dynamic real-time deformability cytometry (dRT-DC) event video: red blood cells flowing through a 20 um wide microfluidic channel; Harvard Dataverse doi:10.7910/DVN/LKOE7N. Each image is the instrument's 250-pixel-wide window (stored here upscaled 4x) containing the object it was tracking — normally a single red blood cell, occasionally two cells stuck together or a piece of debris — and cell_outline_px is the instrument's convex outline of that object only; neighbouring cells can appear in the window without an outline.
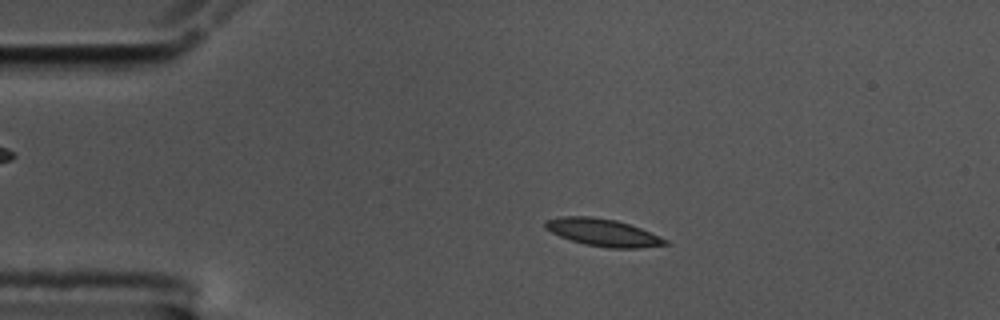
{"species": "common noctule bat (a hibernating species)", "species_latin": "Nyctalus noctula", "temperature_condition": "cold", "stored_images_in_passage": 47, "camera_frame_rate_fps": 3000, "um_per_image_px": 0.085, "animal": {"sex": "male", "body_mass_g": 17.5, "forearm_length_mm": 52.3}, "frame": {"image": 1, "passage_image": 1, "time_ms": 0.0, "image_size_px": [1000, 320], "cell_outline_px": [[668, 244], [640, 248], [608, 248], [584, 244], [560, 236], [544, 228], [544, 220], [560, 216], [588, 216], [616, 220], [640, 228], [660, 236], [668, 240]], "centroid_in_image_um": [51.23, 19.76], "position_along_channel_um": 33.8, "area_um2": 19.07}}
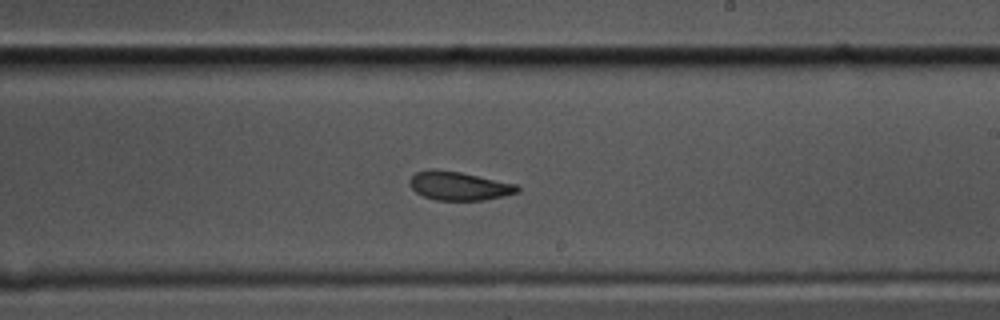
{"frame": {"image": 2, "passage_image": 23, "time_ms": 7.333, "image_size_px": [1000, 320], "cell_outline_px": [[520, 192], [504, 196], [484, 200], [436, 200], [424, 196], [416, 192], [408, 184], [408, 180], [416, 172], [436, 168], [460, 172], [516, 184], [520, 188]], "centroid_in_image_um": [39.0, 15.8], "position_along_channel_um": 250.0, "area_um2": 18.03}}
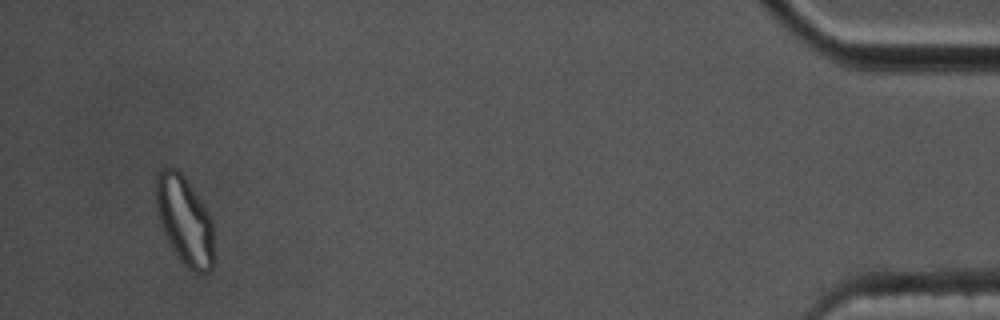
{"frame": {"image": 3, "passage_image": 44, "time_ms": 14.333, "image_size_px": [1000, 320], "cell_outline_px": [[216, 264], [208, 272], [192, 272], [180, 260], [164, 232], [160, 224], [156, 208], [156, 176], [160, 168], [176, 168], [184, 176], [208, 212], [212, 220], [216, 260]], "centroid_in_image_um": [15.73, 18.78], "position_along_channel_um": 419.5, "area_um2": 30.11}, "authors_computed_cell_mechanics": {"area_um2": 18.9584, "velocity_mm_per_s": 3.513, "shape_relaxation_time_tau1_ms": 9.1104, "shape_relaxation_time_tau2_ms": 2.4953, "deformation_change_tau1": 0.1889, "deformation_change_tau2": 0.0853}}